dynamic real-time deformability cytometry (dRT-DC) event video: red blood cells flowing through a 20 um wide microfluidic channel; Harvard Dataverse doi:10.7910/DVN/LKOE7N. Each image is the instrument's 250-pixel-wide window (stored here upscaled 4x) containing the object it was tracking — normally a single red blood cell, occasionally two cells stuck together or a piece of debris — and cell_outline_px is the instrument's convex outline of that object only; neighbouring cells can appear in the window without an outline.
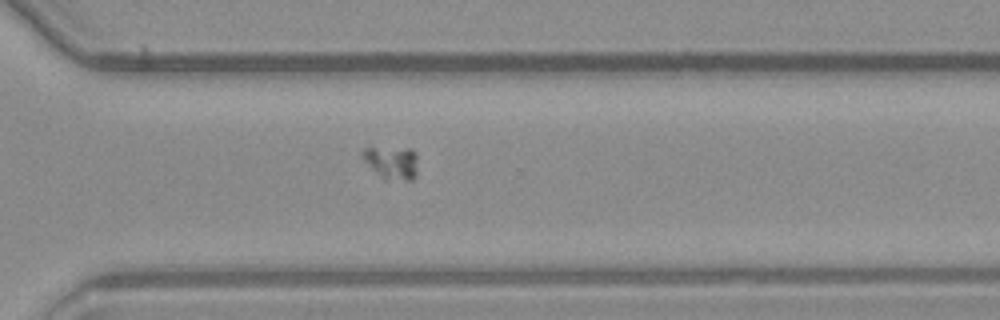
{"species": "common noctule bat (a hibernating species)", "species_latin": "Nyctalus noctula", "temperature_condition": "warm", "stored_images_in_passage": 57, "camera_frame_rate_fps": 3000, "um_per_image_px": 0.085, "animal": {"sex": "male", "body_mass_g": 23.1, "forearm_length_mm": 52.7}, "frame": {"image": 1, "passage_image": 41, "time_ms": 13.333, "image_size_px": [1000, 320], "cell_outline_px": [[416, 176], [412, 180], [384, 180], [360, 156], [364, 148], [412, 148], [416, 152]], "centroid_in_image_um": [33.31, 13.82], "position_along_channel_um": 337.3, "area_um2": 10.64}}
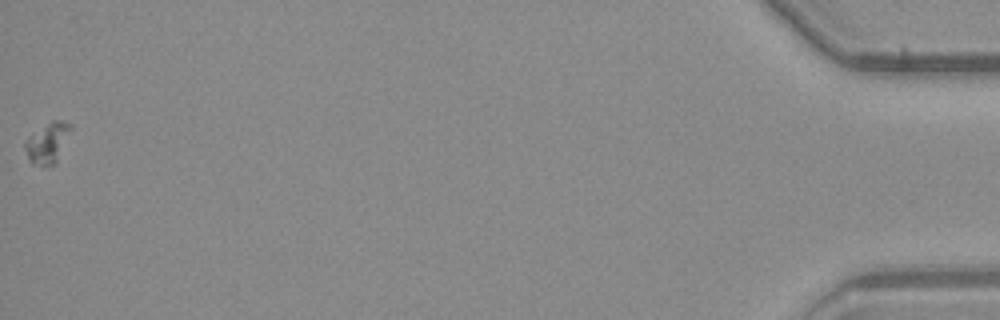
{"frame": {"image": 2, "passage_image": 57, "time_ms": 18.667, "image_size_px": [1000, 320], "cell_outline_px": [[72, 128], [56, 164], [32, 164], [28, 160], [24, 148], [24, 144], [32, 136], [52, 120], [60, 120], [72, 124]], "centroid_in_image_um": [4.08, 12.15], "position_along_channel_um": 431.1, "area_um2": 10.35}}